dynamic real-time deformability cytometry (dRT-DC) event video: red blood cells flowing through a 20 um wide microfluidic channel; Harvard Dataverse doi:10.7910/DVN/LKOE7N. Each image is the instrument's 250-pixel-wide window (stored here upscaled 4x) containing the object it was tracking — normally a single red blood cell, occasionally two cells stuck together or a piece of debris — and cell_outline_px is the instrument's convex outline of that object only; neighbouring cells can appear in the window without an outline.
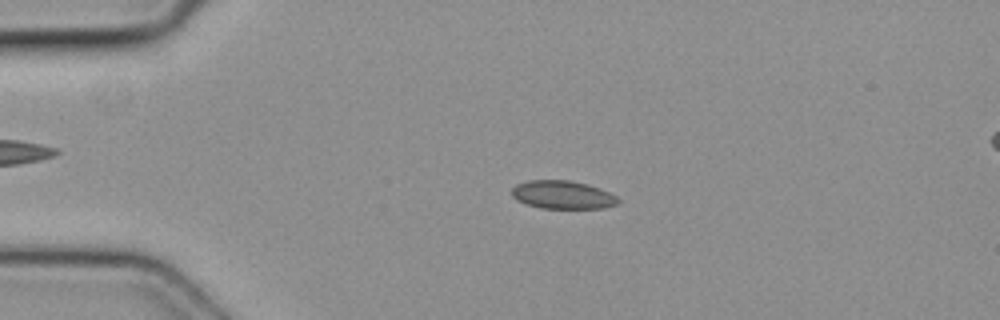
{"species": "common noctule bat (a hibernating species)", "species_latin": "Nyctalus noctula", "temperature_condition": "cold", "stored_images_in_passage": 6, "segment_of_instrument_passage": [1, 2], "camera_frame_rate_fps": 3000, "um_per_image_px": 0.085, "animal": {"sex": "female", "body_mass_g": 19.3, "forearm_length_mm": 54.1}, "frame": {"image": 1, "passage_image": 4, "time_ms": 1.0, "image_size_px": [1000, 320], "cell_outline_px": [[620, 204], [604, 208], [540, 208], [524, 204], [516, 200], [512, 196], [512, 188], [516, 184], [528, 180], [568, 180], [588, 184], [600, 188], [616, 196], [620, 200]], "centroid_in_image_um": [47.82, 16.56], "position_along_channel_um": 37.2, "area_um2": 17.69}}